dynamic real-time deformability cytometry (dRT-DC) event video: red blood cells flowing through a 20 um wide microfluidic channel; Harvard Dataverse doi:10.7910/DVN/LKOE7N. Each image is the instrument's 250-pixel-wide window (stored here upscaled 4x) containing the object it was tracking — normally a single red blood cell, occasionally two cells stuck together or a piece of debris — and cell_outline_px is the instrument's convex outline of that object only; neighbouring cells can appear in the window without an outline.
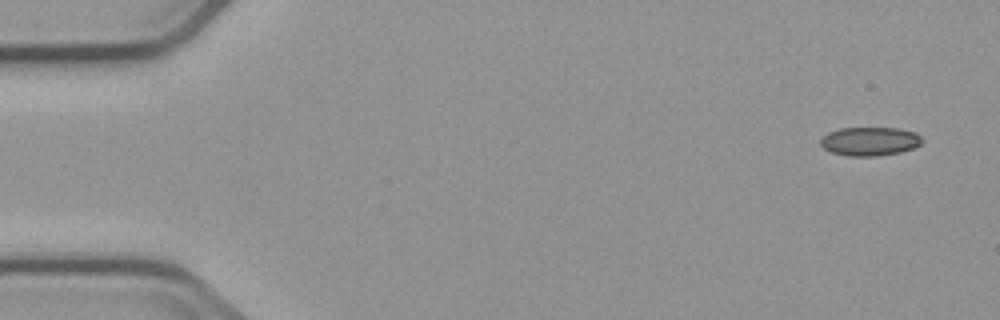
{"species": "common noctule bat (a hibernating species)", "species_latin": "Nyctalus noctula", "temperature_condition": "cold", "stored_images_in_passage": 3, "camera_frame_rate_fps": 3000, "um_per_image_px": 0.085, "animal": {"sex": "male", "body_mass_g": 23.1, "forearm_length_mm": 52.7}, "frame": {"image": 1, "passage_image": 1, "time_ms": 0.0, "image_size_px": [1000, 320], "cell_outline_px": [[924, 140], [920, 144], [912, 148], [900, 152], [876, 156], [848, 156], [832, 152], [824, 148], [820, 144], [820, 140], [828, 132], [840, 128], [896, 128], [916, 132]], "centroid_in_image_um": [73.94, 12.01], "position_along_channel_um": 11.1, "area_um2": 16.94}}